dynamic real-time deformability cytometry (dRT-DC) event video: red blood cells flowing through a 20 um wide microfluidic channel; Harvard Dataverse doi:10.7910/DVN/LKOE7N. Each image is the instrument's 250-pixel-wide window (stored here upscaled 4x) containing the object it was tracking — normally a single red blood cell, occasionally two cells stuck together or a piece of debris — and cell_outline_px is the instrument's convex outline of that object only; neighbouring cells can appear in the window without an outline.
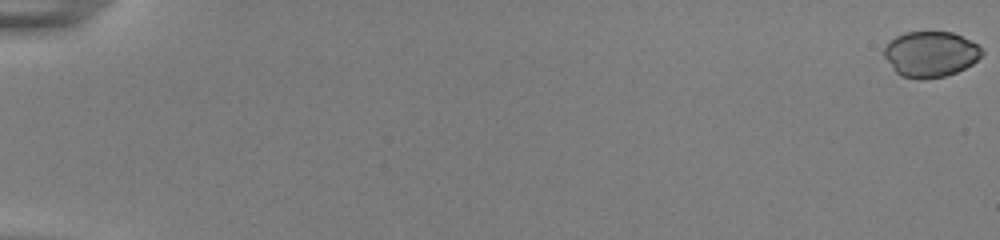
{"species": "common noctule bat (a hibernating species)", "species_latin": "Nyctalus noctula", "temperature_condition": "room temperature", "stored_images_in_passage": 55, "camera_frame_rate_fps": 3000, "um_per_image_px": 0.085, "animal": {"sex": "female", "body_mass_g": 22.0, "forearm_length_mm": 56.7}, "frame": {"image": 1, "passage_image": 1, "time_ms": 0.0, "image_size_px": [1000, 240], "cell_outline_px": [[984, 52], [972, 64], [956, 72], [944, 76], [920, 80], [904, 76], [896, 72], [884, 56], [884, 48], [896, 36], [904, 32], [952, 32], [976, 44]], "centroid_in_image_um": [79.08, 4.6], "position_along_channel_um": 5.9, "area_um2": 25.61}}
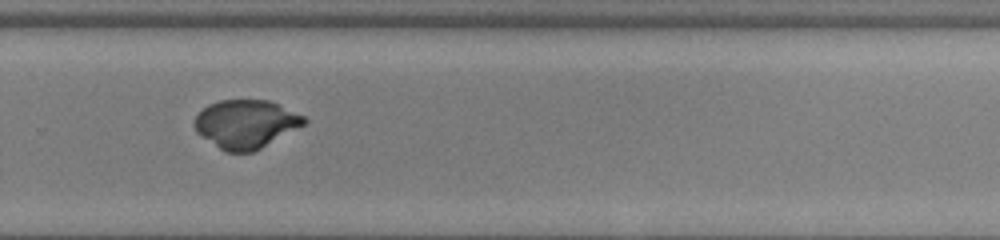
{"frame": {"image": 2, "passage_image": 40, "time_ms": 13.0, "image_size_px": [1000, 240], "cell_outline_px": [[308, 120], [304, 124], [260, 148], [252, 152], [228, 152], [220, 148], [196, 132], [192, 124], [192, 120], [208, 104], [220, 100], [268, 100], [304, 116]], "centroid_in_image_um": [20.85, 10.53], "position_along_channel_um": 308.9, "area_um2": 30.46}}
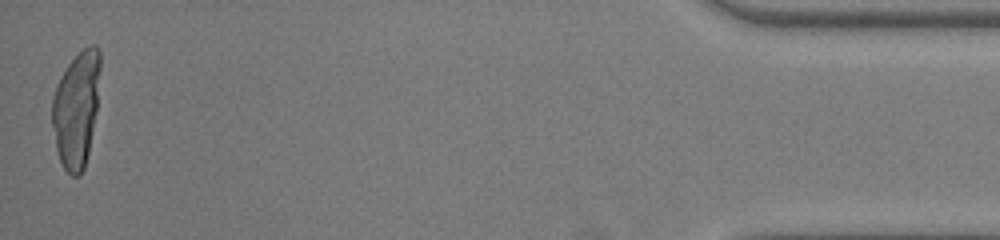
{"frame": {"image": 3, "passage_image": 55, "time_ms": 18.0, "image_size_px": [1000, 240], "cell_outline_px": [[100, 68], [96, 112], [88, 152], [84, 168], [80, 176], [72, 176], [64, 168], [60, 160], [56, 148], [52, 124], [52, 96], [60, 76], [68, 64], [88, 44], [96, 44], [100, 48]], "centroid_in_image_um": [6.49, 9.24], "position_along_channel_um": 428.7, "area_um2": 32.37}}